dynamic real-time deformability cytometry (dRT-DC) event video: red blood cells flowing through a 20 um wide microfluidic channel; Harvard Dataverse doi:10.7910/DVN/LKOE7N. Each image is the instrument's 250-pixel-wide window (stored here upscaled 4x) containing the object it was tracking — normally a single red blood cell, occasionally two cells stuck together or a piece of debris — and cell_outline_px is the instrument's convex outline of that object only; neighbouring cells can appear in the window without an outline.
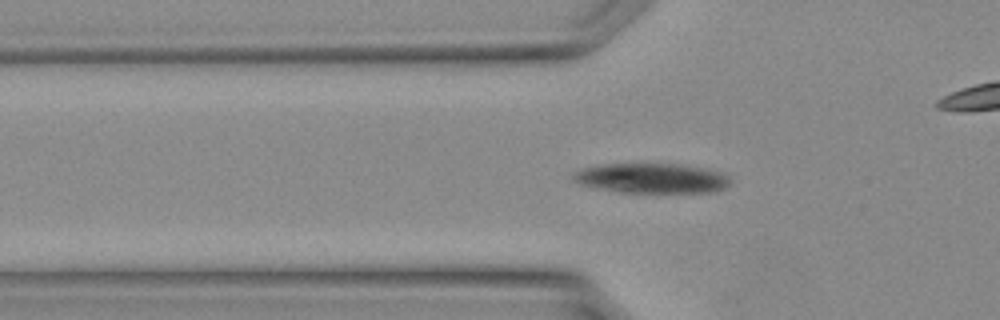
{"species": "Egyptian fruit bat (a non-hibernating species)", "species_latin": "Rousettus aegyptiacus", "temperature_condition": "warm", "stored_images_in_passage": 22, "camera_frame_rate_fps": 3000, "um_per_image_px": 0.085, "animal": {"sex": "female"}, "frame": {"image": 1, "passage_image": 10, "time_ms": 3.0, "image_size_px": [1000, 320], "cell_outline_px": [[732, 184], [724, 188], [708, 192], [620, 192], [596, 188], [580, 184], [572, 180], [572, 172], [580, 168], [600, 164], [676, 164], [700, 168], [720, 172], [728, 176], [732, 180]], "centroid_in_image_um": [55.33, 15.15], "position_along_channel_um": 70.5, "area_um2": 27.34}}
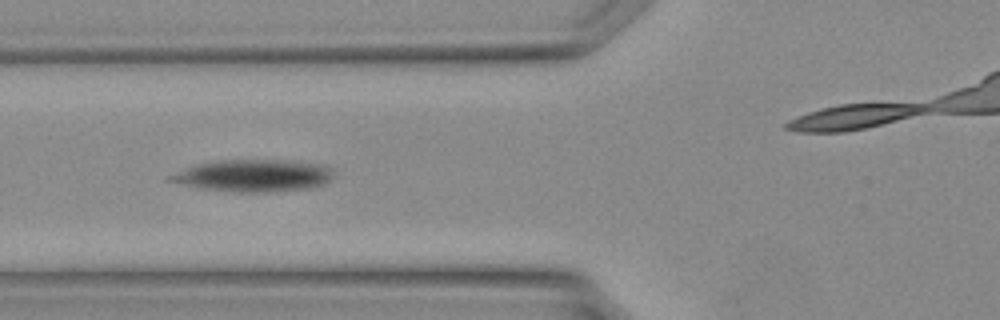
{"frame": {"image": 2, "passage_image": 12, "time_ms": 3.667, "image_size_px": [1000, 320], "cell_outline_px": [[332, 180], [328, 184], [312, 188], [268, 192], [248, 192], [200, 188], [164, 180], [168, 176], [192, 164], [212, 160], [280, 160], [324, 164], [332, 172]], "centroid_in_image_um": [21.53, 14.92], "position_along_channel_um": 104.3, "area_um2": 30.81}}